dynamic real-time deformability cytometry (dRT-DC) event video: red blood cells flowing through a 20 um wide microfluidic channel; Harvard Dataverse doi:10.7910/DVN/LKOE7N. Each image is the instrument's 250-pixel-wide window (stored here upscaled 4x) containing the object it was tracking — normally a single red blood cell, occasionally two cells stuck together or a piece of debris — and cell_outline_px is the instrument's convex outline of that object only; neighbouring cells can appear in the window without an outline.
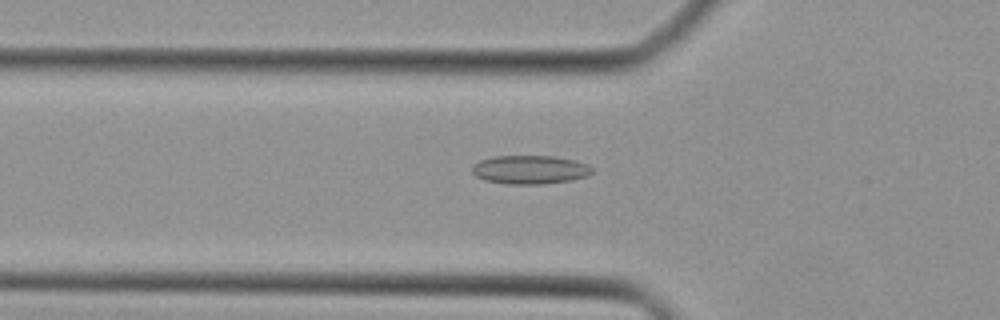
{"species": "Egyptian fruit bat (a non-hibernating species)", "species_latin": "Rousettus aegyptiacus", "temperature_condition": "cold", "stored_images_in_passage": 38, "camera_frame_rate_fps": 3000, "um_per_image_px": 0.085, "animal": {"sex": "female"}, "frame": {"image": 1, "passage_image": 9, "time_ms": 2.667, "image_size_px": [1000, 320], "cell_outline_px": [[592, 172], [588, 176], [572, 180], [544, 184], [508, 184], [484, 180], [476, 176], [472, 172], [472, 164], [480, 160], [492, 156], [552, 156], [572, 160], [588, 164], [592, 168]], "centroid_in_image_um": [45.02, 14.42], "position_along_channel_um": 80.8, "area_um2": 20.11}}
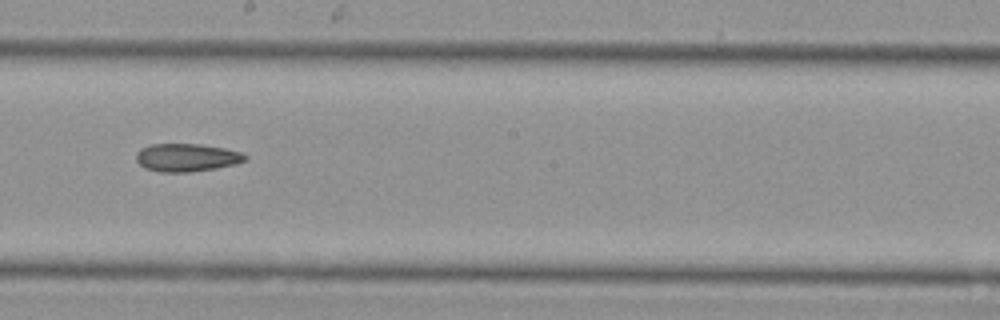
{"frame": {"image": 2, "passage_image": 19, "time_ms": 6.0, "image_size_px": [1000, 320], "cell_outline_px": [[248, 160], [236, 164], [216, 168], [188, 172], [160, 172], [144, 168], [136, 160], [136, 152], [140, 148], [152, 144], [200, 144], [224, 148], [240, 152], [248, 156]], "centroid_in_image_um": [15.87, 13.39], "position_along_channel_um": 232.3, "area_um2": 17.86}}
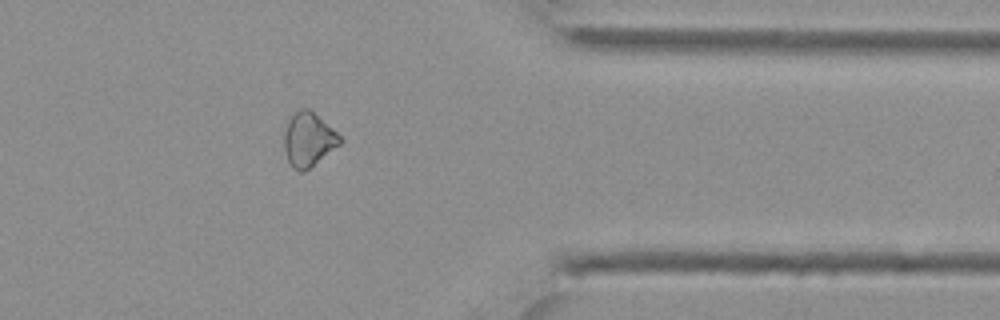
{"frame": {"image": 3, "passage_image": 30, "time_ms": 9.667, "image_size_px": [1000, 320], "cell_outline_px": [[344, 140], [340, 144], [304, 172], [300, 172], [292, 168], [284, 152], [284, 132], [288, 120], [300, 108], [308, 108], [332, 128]], "centroid_in_image_um": [26.2, 11.87], "position_along_channel_um": 385.2, "area_um2": 17.4}}